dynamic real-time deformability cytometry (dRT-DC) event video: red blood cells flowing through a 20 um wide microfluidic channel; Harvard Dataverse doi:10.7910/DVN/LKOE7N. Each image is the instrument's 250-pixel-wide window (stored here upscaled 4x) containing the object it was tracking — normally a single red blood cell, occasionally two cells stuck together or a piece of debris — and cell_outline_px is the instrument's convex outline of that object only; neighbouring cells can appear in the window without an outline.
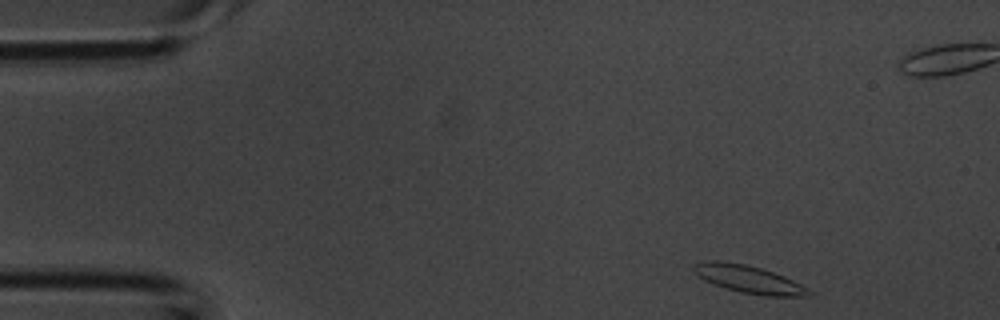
{"species": "common noctule bat (a hibernating species)", "species_latin": "Nyctalus noctula", "temperature_condition": "room temperature", "stored_images_in_passage": 40, "camera_frame_rate_fps": 3000, "um_per_image_px": 0.085, "animal": {"sex": "male", "body_mass_g": 20.1, "forearm_length_mm": 53.5}, "frame": {"image": 1, "passage_image": 2, "time_ms": 0.333, "image_size_px": [1000, 320], "cell_outline_px": [[812, 292], [808, 296], [764, 296], [740, 292], [704, 280], [692, 272], [692, 264], [700, 260], [720, 260], [744, 264], [760, 268], [784, 276], [808, 288]], "centroid_in_image_um": [63.57, 23.71], "position_along_channel_um": 21.4, "area_um2": 18.55}}
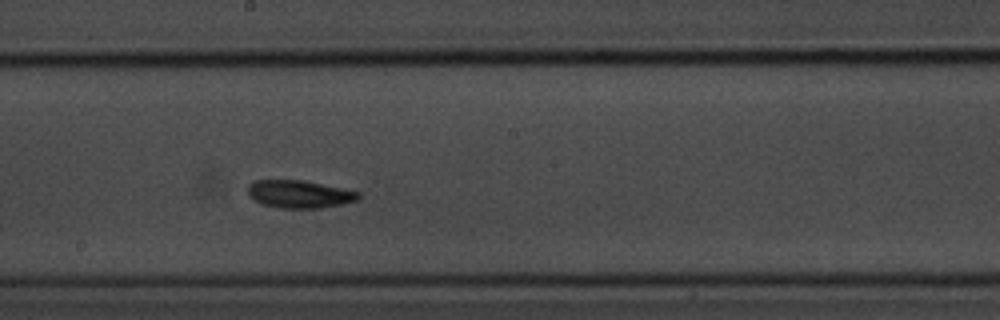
{"frame": {"image": 2, "passage_image": 20, "time_ms": 6.333, "image_size_px": [1000, 320], "cell_outline_px": [[360, 200], [320, 208], [276, 208], [260, 204], [248, 196], [248, 184], [256, 180], [304, 180], [360, 192]], "centroid_in_image_um": [25.42, 16.5], "position_along_channel_um": 222.8, "area_um2": 18.03}}
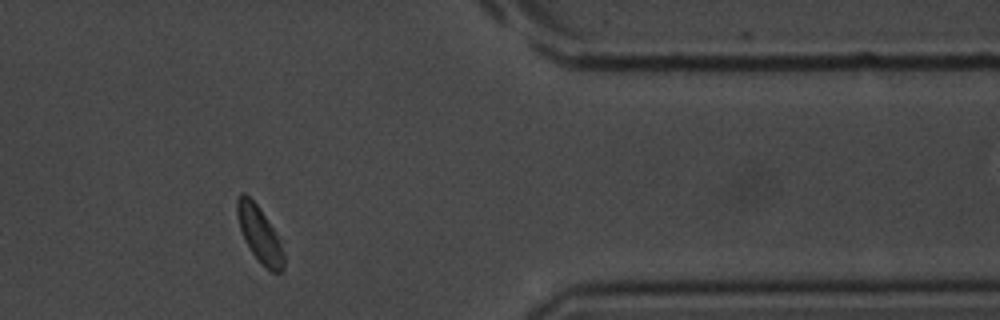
{"frame": {"image": 3, "passage_image": 32, "time_ms": 10.333, "image_size_px": [1000, 320], "cell_outline_px": [[284, 268], [280, 272], [272, 272], [252, 252], [240, 228], [236, 216], [236, 200], [240, 192], [244, 192], [260, 208], [280, 240], [284, 256]], "centroid_in_image_um": [22.05, 19.86], "position_along_channel_um": 389.4, "area_um2": 14.74}}